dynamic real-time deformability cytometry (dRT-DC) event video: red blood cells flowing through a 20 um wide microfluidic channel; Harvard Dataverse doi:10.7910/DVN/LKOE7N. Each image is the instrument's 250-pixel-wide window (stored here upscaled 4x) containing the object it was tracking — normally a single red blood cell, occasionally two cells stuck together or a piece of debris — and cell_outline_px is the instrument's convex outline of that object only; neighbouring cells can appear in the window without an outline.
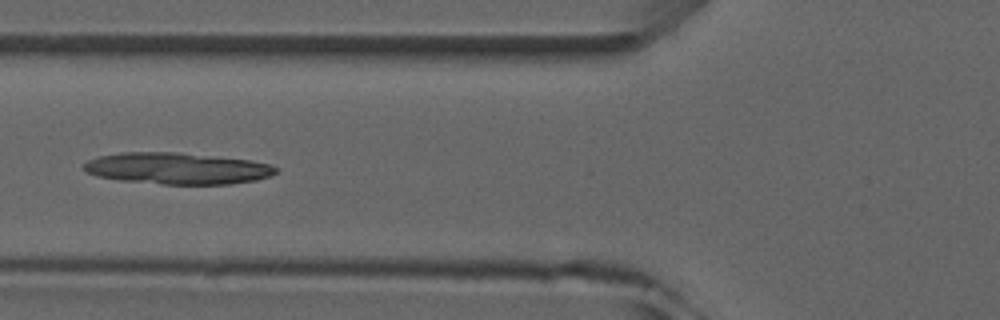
{"species": "common noctule bat (a hibernating species)", "species_latin": "Nyctalus noctula", "temperature_condition": "room temperature", "stored_images_in_passage": 4, "camera_frame_rate_fps": 3000, "um_per_image_px": 0.085, "animal": {"sex": "male", "forearm_length_mm": 52.5}, "frame": {"image": 1, "passage_image": 4, "time_ms": 4.333, "image_size_px": [1000, 320], "cell_outline_px": [[280, 168], [272, 176], [256, 180], [232, 184], [164, 184], [120, 180], [96, 176], [88, 172], [84, 168], [84, 164], [88, 160], [100, 156], [124, 152], [176, 152], [252, 160], [272, 164]], "centroid_in_image_um": [15.14, 14.31], "position_along_channel_um": 110.7, "area_um2": 35.32}}